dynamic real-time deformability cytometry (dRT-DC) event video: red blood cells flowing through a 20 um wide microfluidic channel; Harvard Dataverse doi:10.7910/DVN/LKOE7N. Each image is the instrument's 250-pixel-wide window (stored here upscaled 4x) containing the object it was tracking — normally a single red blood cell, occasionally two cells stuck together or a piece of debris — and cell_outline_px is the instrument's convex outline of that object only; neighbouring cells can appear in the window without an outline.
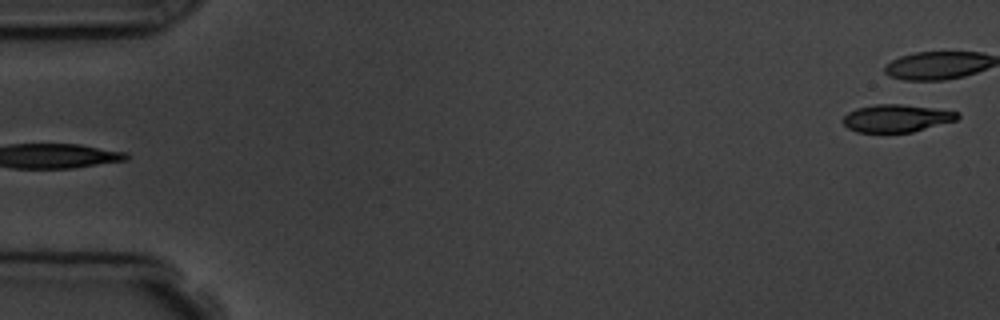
{"species": "common noctule bat (a hibernating species)", "species_latin": "Nyctalus noctula", "temperature_condition": "room temperature", "stored_images_in_passage": 5, "segment_of_instrument_passage": [2, 2], "camera_frame_rate_fps": 3000, "um_per_image_px": 0.085, "animal": {"sex": "male", "body_mass_g": 19.5, "forearm_length_mm": 54.6}, "frame": {"image": 1, "passage_image": 5, "time_ms": 4.667, "image_size_px": [1000, 320], "cell_outline_px": [[960, 116], [956, 120], [912, 132], [856, 132], [848, 128], [840, 120], [848, 112], [856, 108], [876, 104], [900, 104], [932, 108], [960, 112]], "centroid_in_image_um": [76.17, 10.05], "position_along_channel_um": 8.8, "area_um2": 18.38}}